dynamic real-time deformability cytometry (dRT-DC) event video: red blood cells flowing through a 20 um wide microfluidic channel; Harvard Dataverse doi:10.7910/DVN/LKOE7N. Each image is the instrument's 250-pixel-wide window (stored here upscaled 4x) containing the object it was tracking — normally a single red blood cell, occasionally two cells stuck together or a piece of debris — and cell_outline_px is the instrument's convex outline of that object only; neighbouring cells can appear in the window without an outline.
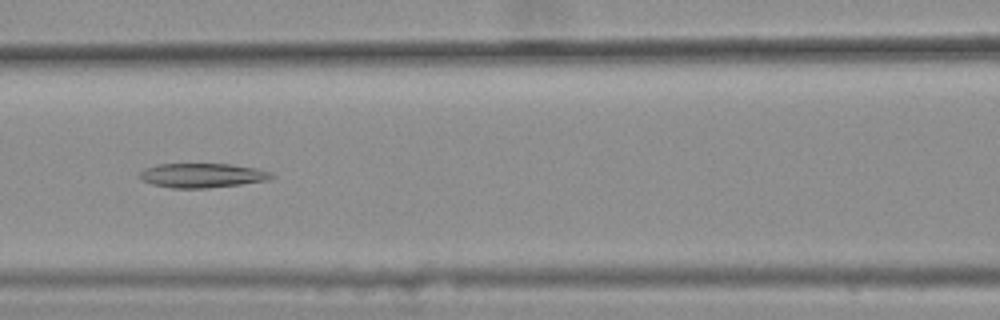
{"species": "common noctule bat (a hibernating species)", "species_latin": "Nyctalus noctula", "temperature_condition": "warm", "stored_images_in_passage": 46, "camera_frame_rate_fps": 3000, "um_per_image_px": 0.085, "animal": {"sex": "female", "body_mass_g": 25.1}, "frame": {"image": 1, "passage_image": 21, "time_ms": 6.667, "image_size_px": [1000, 320], "cell_outline_px": [[276, 176], [272, 180], [208, 188], [172, 188], [152, 184], [140, 180], [136, 176], [144, 168], [156, 164], [232, 164], [256, 168], [272, 172]], "centroid_in_image_um": [17.19, 14.91], "position_along_channel_um": 149.4, "area_um2": 19.07}}
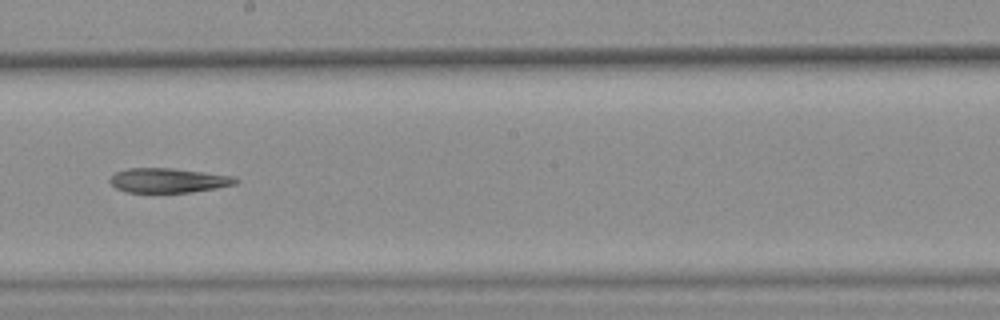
{"frame": {"image": 2, "passage_image": 28, "time_ms": 9.0, "image_size_px": [1000, 320], "cell_outline_px": [[240, 180], [236, 184], [216, 188], [192, 192], [128, 192], [116, 188], [108, 180], [116, 172], [128, 168], [172, 168], [204, 172], [232, 176]], "centroid_in_image_um": [14.31, 15.33], "position_along_channel_um": 233.9, "area_um2": 17.86}}
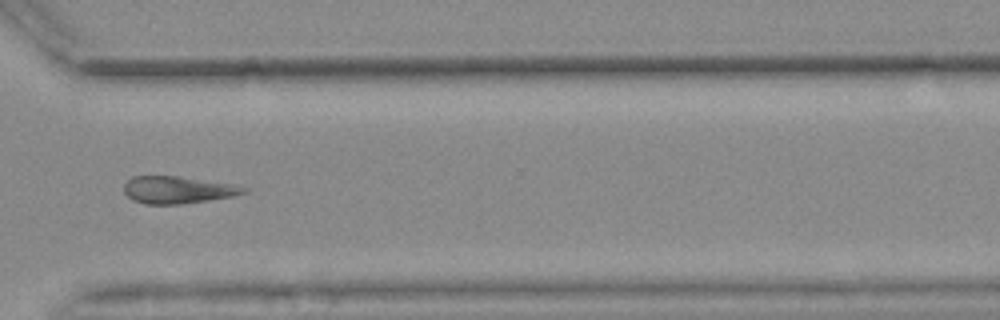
{"frame": {"image": 3, "passage_image": 38, "time_ms": 12.333, "image_size_px": [1000, 320], "cell_outline_px": [[248, 192], [232, 196], [208, 200], [180, 204], [144, 204], [132, 200], [124, 192], [124, 184], [132, 176], [180, 176], [236, 184], [248, 188]], "centroid_in_image_um": [15.12, 16.13], "position_along_channel_um": 355.5, "area_um2": 19.13}}